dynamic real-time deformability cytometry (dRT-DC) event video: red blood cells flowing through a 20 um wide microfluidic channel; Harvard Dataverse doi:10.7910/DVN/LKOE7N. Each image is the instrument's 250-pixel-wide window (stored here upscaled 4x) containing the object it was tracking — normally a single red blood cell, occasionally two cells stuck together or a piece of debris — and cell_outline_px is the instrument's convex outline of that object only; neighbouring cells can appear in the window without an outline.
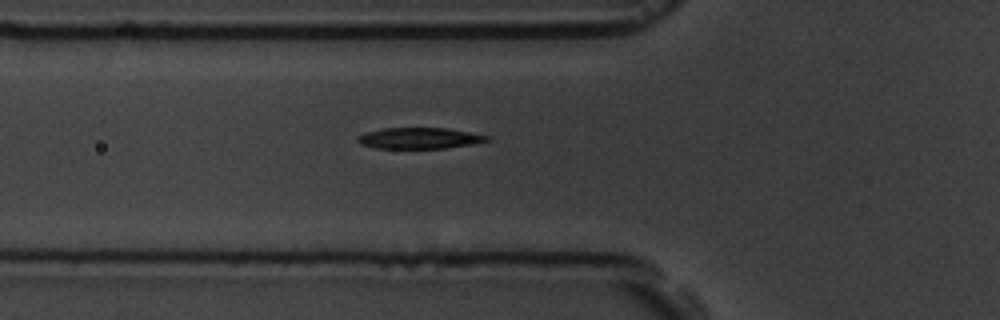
{"species": "common noctule bat (a hibernating species)", "species_latin": "Nyctalus noctula", "temperature_condition": "room temperature", "stored_images_in_passage": 41, "camera_frame_rate_fps": 3000, "um_per_image_px": 0.085, "animal": {"sex": "male", "body_mass_g": 19.5, "forearm_length_mm": 54.6}, "frame": {"image": 1, "passage_image": 10, "time_ms": 3.0, "image_size_px": [1000, 320], "cell_outline_px": [[492, 140], [472, 144], [444, 148], [376, 148], [360, 144], [356, 140], [356, 136], [364, 132], [384, 128], [448, 128], [492, 136]], "centroid_in_image_um": [35.66, 11.74], "position_along_channel_um": 90.1, "area_um2": 16.07}}
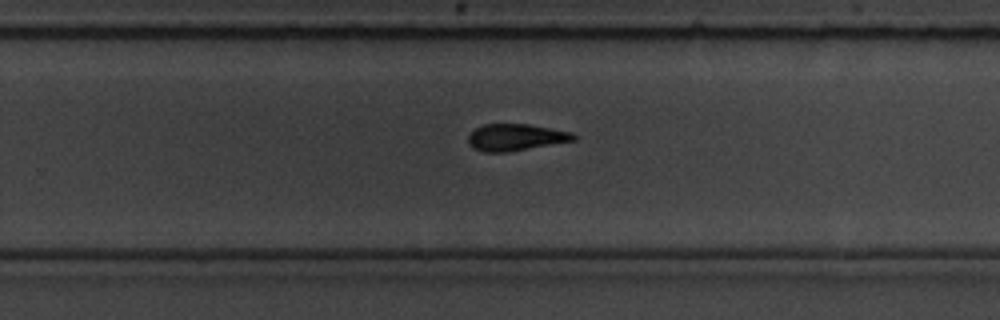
{"frame": {"image": 2, "passage_image": 26, "time_ms": 8.333, "image_size_px": [1000, 320], "cell_outline_px": [[576, 140], [508, 152], [484, 152], [472, 148], [468, 144], [468, 136], [476, 128], [484, 124], [528, 124], [552, 128], [572, 132], [576, 136]], "centroid_in_image_um": [43.83, 11.67], "position_along_channel_um": 286.0, "area_um2": 16.47}}
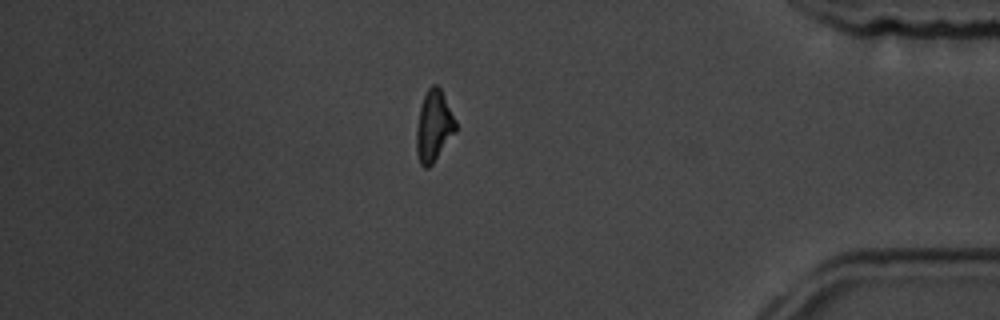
{"frame": {"image": 3, "passage_image": 38, "time_ms": 12.333, "image_size_px": [1000, 320], "cell_outline_px": [[456, 132], [432, 164], [428, 168], [424, 168], [420, 164], [416, 152], [416, 128], [420, 108], [424, 96], [428, 88], [432, 84], [436, 84], [440, 88], [456, 120]], "centroid_in_image_um": [36.87, 10.73], "position_along_channel_um": 398.3, "area_um2": 16.24}, "authors_computed_cell_mechanics": {"area_um2": 17.1088, "velocity_mm_per_s": 3.6753, "shape_relaxation_time_tau1_ms": 2.4685, "shape_relaxation_time_tau2_ms": 3.7841, "deformation_change_tau1": 0.1513, "deformation_change_tau2": 0.144}}